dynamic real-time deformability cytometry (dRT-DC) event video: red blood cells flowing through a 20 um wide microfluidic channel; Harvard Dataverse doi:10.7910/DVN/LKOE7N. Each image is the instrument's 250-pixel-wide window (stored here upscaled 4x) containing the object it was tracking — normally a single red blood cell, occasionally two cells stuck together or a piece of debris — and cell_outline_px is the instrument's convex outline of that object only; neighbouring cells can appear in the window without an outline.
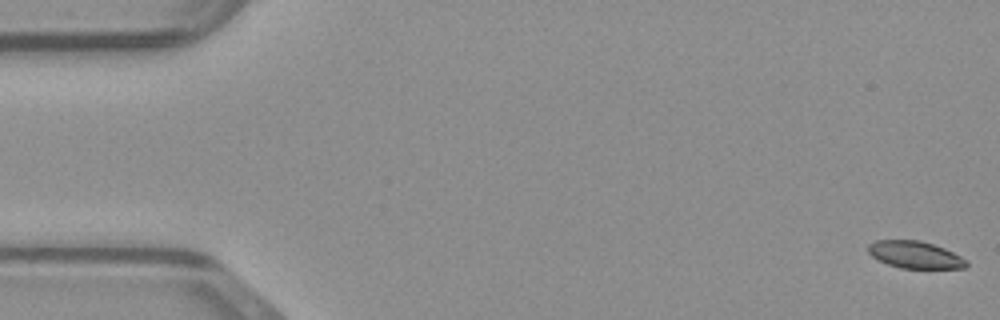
{"species": "common noctule bat (a hibernating species)", "species_latin": "Nyctalus noctula", "temperature_condition": "warm", "stored_images_in_passage": 49, "camera_frame_rate_fps": 3000, "um_per_image_px": 0.085, "animal": {"sex": "male", "body_mass_g": 23.1, "forearm_length_mm": 52.7}, "frame": {"image": 1, "passage_image": 1, "time_ms": 0.0, "image_size_px": [1000, 320], "cell_outline_px": [[968, 264], [964, 268], [900, 268], [888, 264], [872, 256], [868, 252], [868, 244], [876, 240], [920, 240], [944, 248], [968, 260]], "centroid_in_image_um": [77.78, 21.65], "position_along_channel_um": 7.2, "area_um2": 15.43}}
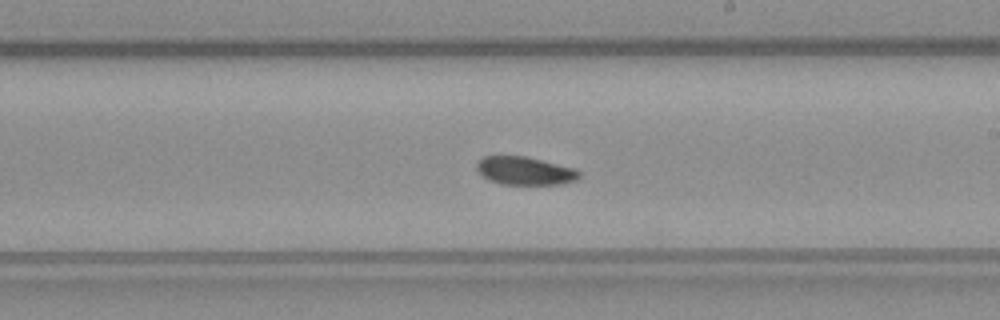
{"frame": {"image": 2, "passage_image": 28, "time_ms": 9.0, "image_size_px": [1000, 320], "cell_outline_px": [[580, 176], [576, 180], [560, 184], [500, 184], [488, 180], [476, 168], [476, 164], [484, 156], [524, 156], [576, 168], [580, 172]], "centroid_in_image_um": [44.63, 14.52], "position_along_channel_um": 244.4, "area_um2": 16.7}}
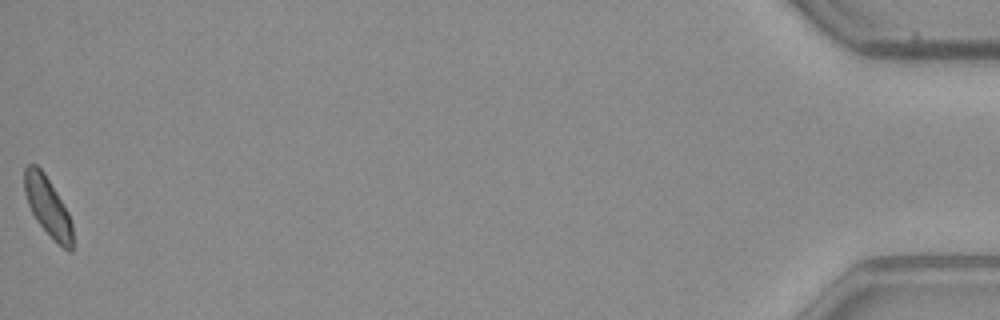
{"frame": {"image": 3, "passage_image": 49, "time_ms": 16.0, "image_size_px": [1000, 320], "cell_outline_px": [[72, 252], [68, 252], [36, 220], [28, 204], [24, 192], [24, 168], [28, 164], [36, 164], [44, 172], [68, 212], [72, 224]], "centroid_in_image_um": [4.04, 17.51], "position_along_channel_um": 431.2, "area_um2": 16.24}}